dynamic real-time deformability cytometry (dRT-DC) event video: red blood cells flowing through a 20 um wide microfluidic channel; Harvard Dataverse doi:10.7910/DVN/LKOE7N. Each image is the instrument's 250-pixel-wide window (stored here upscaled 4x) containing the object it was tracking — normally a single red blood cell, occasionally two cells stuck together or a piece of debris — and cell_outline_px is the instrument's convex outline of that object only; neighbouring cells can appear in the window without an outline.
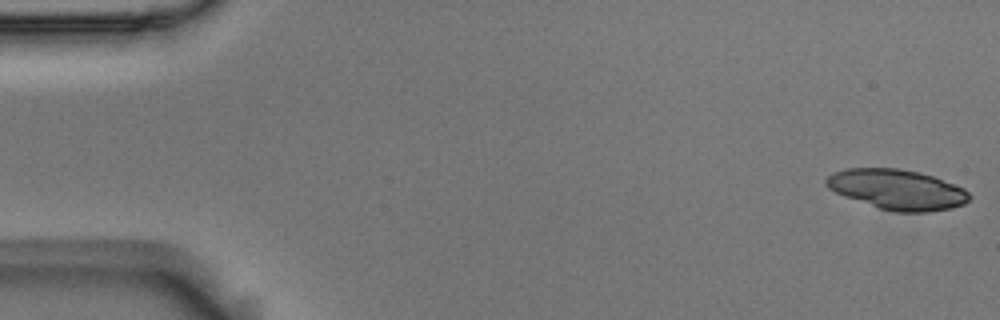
{"species": "Egyptian fruit bat (a non-hibernating species)", "species_latin": "Rousettus aegyptiacus", "temperature_condition": "room temperature", "stored_images_in_passage": 54, "segment_of_instrument_passage": [1, 2], "camera_frame_rate_fps": 3000, "um_per_image_px": 0.085, "animal": {"sex": "male"}, "frame": {"image": 1, "passage_image": 1, "time_ms": 0.0, "image_size_px": [1000, 320], "cell_outline_px": [[972, 196], [964, 204], [952, 208], [928, 212], [896, 212], [880, 208], [844, 196], [828, 188], [824, 184], [824, 180], [832, 172], [844, 168], [900, 168], [920, 172], [932, 176], [964, 188]], "centroid_in_image_um": [76.24, 16.1], "position_along_channel_um": 8.8, "area_um2": 33.52}}